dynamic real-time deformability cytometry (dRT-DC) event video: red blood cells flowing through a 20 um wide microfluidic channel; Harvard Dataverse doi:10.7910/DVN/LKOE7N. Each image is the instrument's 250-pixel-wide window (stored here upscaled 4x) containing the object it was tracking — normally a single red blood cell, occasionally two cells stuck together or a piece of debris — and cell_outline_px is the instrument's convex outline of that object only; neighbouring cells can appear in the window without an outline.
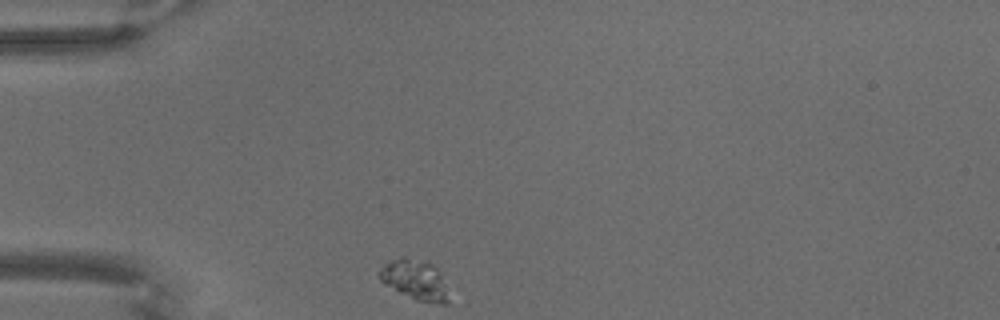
{"species": "common noctule bat (a hibernating species)", "species_latin": "Nyctalus noctula", "temperature_condition": "warm", "stored_images_in_passage": 56, "camera_frame_rate_fps": 3000, "um_per_image_px": 0.085, "animal": {"sex": "male", "body_mass_g": 18.8}, "frame": {"image": 1, "passage_image": 1, "time_ms": 0.0, "image_size_px": [1000, 320], "cell_outline_px": [[452, 300], [448, 304], [440, 304], [416, 300], [384, 284], [380, 280], [376, 272], [380, 268], [392, 260], [400, 256], [404, 256], [428, 264], [436, 268]], "centroid_in_image_um": [35.26, 23.82], "position_along_channel_um": 49.7, "area_um2": 16.01}}
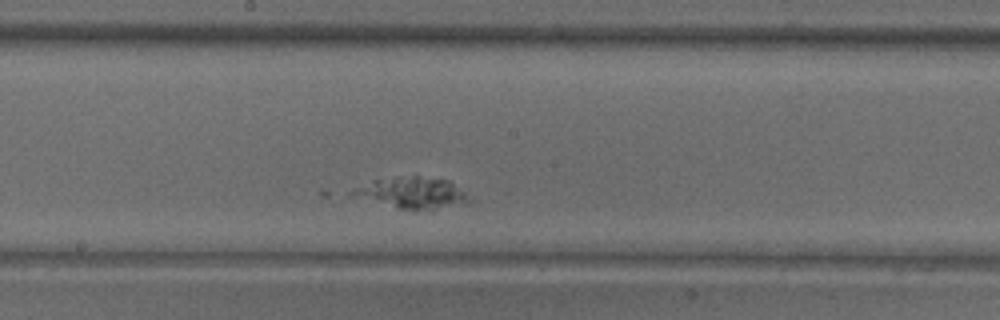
{"frame": {"image": 2, "passage_image": 22, "time_ms": 7.0, "image_size_px": [1000, 320], "cell_outline_px": [[472, 200], [436, 208], [416, 212], [412, 212], [348, 196], [348, 192], [376, 180], [412, 176], [416, 176], [448, 180], [464, 192]], "centroid_in_image_um": [34.96, 16.43], "position_along_channel_um": 213.2, "area_um2": 20.87}}
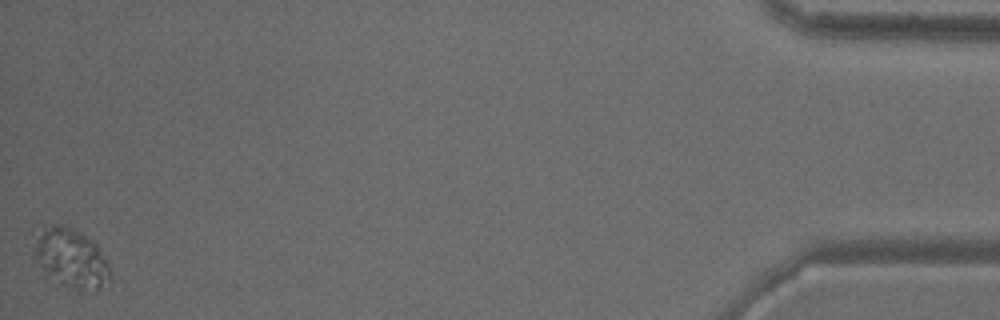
{"frame": {"image": 3, "passage_image": 56, "time_ms": 18.333, "image_size_px": [1000, 320], "cell_outline_px": [[112, 280], [96, 292], [76, 288], [64, 284], [48, 272], [32, 256], [32, 224], [60, 224], [80, 232], [96, 244], [100, 248], [108, 260], [112, 276]], "centroid_in_image_um": [5.99, 21.84], "position_along_channel_um": 429.2, "area_um2": 27.11}}